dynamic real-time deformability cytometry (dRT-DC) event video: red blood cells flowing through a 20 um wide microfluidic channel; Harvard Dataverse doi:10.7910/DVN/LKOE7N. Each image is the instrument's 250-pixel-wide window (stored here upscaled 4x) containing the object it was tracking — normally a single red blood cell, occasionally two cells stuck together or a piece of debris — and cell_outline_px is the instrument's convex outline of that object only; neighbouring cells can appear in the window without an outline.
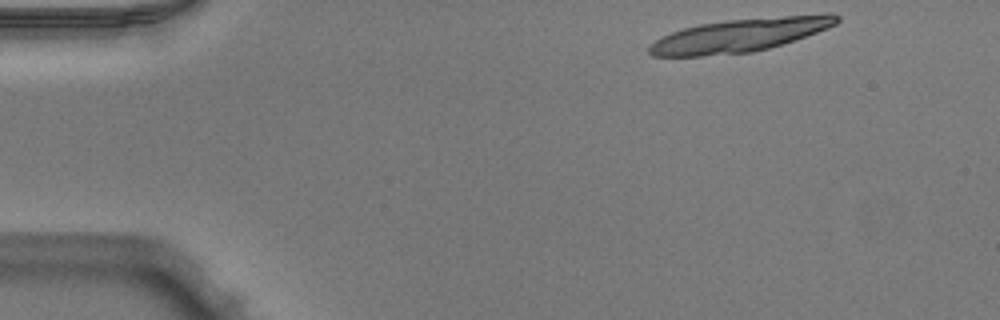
{"species": "Egyptian fruit bat (a non-hibernating species)", "species_latin": "Rousettus aegyptiacus", "temperature_condition": "warm", "stored_images_in_passage": 12, "camera_frame_rate_fps": 3000, "um_per_image_px": 0.085, "animal": {"sex": "male"}, "frame": {"image": 1, "passage_image": 1, "time_ms": 0.0, "image_size_px": [1000, 320], "cell_outline_px": [[840, 20], [836, 24], [828, 28], [796, 40], [768, 48], [752, 52], [700, 56], [652, 56], [648, 52], [648, 48], [660, 36], [684, 28], [700, 24], [728, 20], [828, 12], [832, 12], [840, 16]], "centroid_in_image_um": [62.96, 2.97], "position_along_channel_um": 22.0, "area_um2": 36.59}}